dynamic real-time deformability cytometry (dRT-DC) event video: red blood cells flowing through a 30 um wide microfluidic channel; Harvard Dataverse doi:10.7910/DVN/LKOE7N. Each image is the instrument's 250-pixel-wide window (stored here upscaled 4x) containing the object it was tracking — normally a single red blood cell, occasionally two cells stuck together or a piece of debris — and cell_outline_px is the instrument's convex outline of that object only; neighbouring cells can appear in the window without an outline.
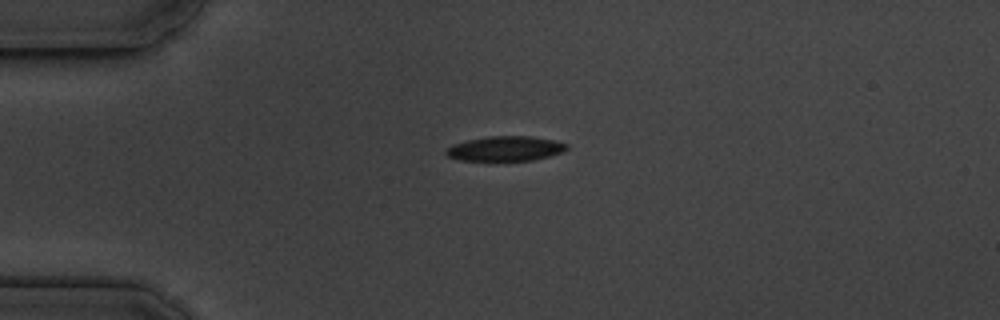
{"species": "common noctule bat (a hibernating species)", "species_latin": "Nyctalus noctula", "temperature_condition": "cold", "stored_images_in_passage": 43, "camera_frame_rate_fps": 3000, "um_per_image_px": 0.085, "animal": {"sex": "male", "body_mass_g": 19.5, "forearm_length_mm": 54.6}, "frame": {"image": 1, "passage_image": 1, "time_ms": 0.0, "image_size_px": [1000, 320], "cell_outline_px": [[568, 148], [564, 152], [532, 160], [460, 160], [448, 156], [444, 152], [452, 144], [468, 140], [488, 136], [528, 136], [556, 140], [568, 144]], "centroid_in_image_um": [42.98, 12.62], "position_along_channel_um": 42.0, "area_um2": 17.34}}
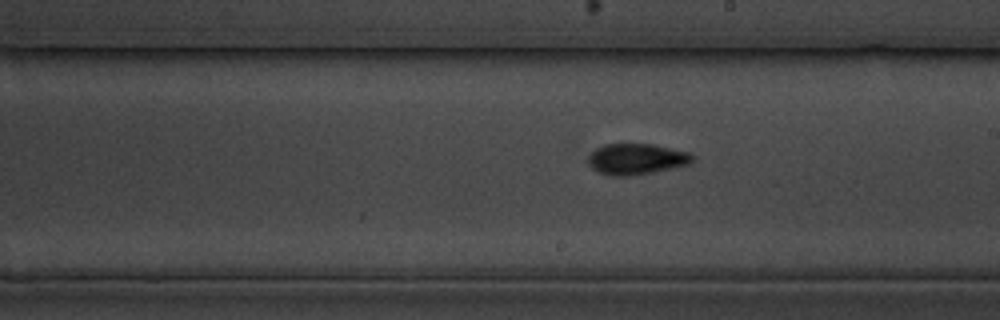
{"frame": {"image": 2, "passage_image": 19, "time_ms": 6.0, "image_size_px": [1000, 320], "cell_outline_px": [[696, 156], [688, 164], [652, 172], [624, 176], [612, 176], [600, 172], [592, 168], [588, 164], [588, 156], [596, 148], [604, 144], [652, 144], [692, 152]], "centroid_in_image_um": [54.1, 13.5], "position_along_channel_um": 234.9, "area_um2": 18.73}}
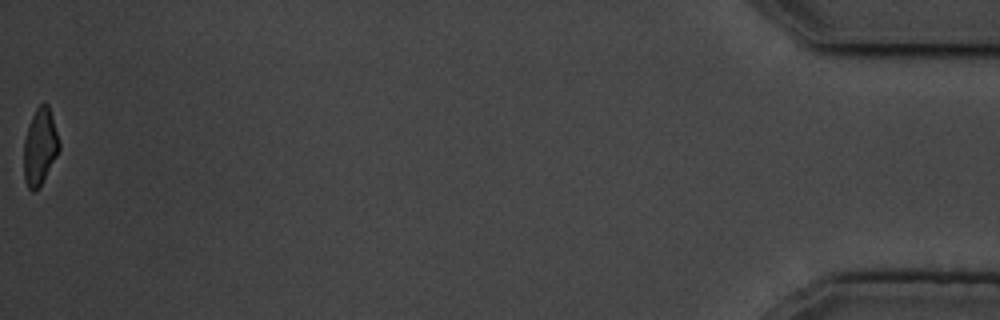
{"frame": {"image": 3, "passage_image": 43, "time_ms": 14.0, "image_size_px": [1000, 320], "cell_outline_px": [[60, 148], [56, 156], [40, 184], [32, 192], [28, 188], [24, 180], [24, 140], [32, 116], [36, 108], [40, 104], [48, 104], [52, 116], [60, 144]], "centroid_in_image_um": [3.38, 12.45], "position_along_channel_um": 431.8, "area_um2": 15.32}, "authors_computed_cell_mechanics": {"area_um2": 17.629, "velocity_mm_per_s": 3.6382, "shape_relaxation_time_tau1_ms": 3.0069, "shape_relaxation_time_tau2_ms": 1.6401, "deformation_change_tau1": 0.128, "deformation_change_tau2": 0.0722}}